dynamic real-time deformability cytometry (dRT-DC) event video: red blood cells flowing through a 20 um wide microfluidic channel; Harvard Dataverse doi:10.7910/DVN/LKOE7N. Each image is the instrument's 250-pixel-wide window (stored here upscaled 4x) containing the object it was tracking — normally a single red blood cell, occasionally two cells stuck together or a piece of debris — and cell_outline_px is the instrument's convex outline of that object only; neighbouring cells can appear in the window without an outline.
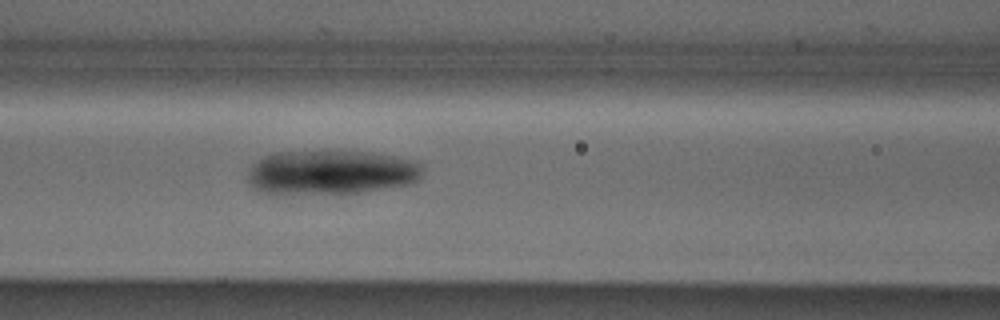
{"species": "Egyptian fruit bat (a non-hibernating species)", "species_latin": "Rousettus aegyptiacus", "temperature_condition": "cold", "stored_images_in_passage": 33, "camera_frame_rate_fps": 3000, "um_per_image_px": 0.085, "animal": {"sex": "male"}, "frame": {"image": 1, "passage_image": 8, "time_ms": 2.333, "image_size_px": [1000, 320], "cell_outline_px": [[420, 176], [416, 180], [408, 184], [360, 192], [264, 192], [256, 188], [248, 180], [248, 176], [252, 164], [256, 160], [264, 156], [276, 152], [368, 152], [396, 156], [416, 160], [420, 164]], "centroid_in_image_um": [28.16, 14.62], "position_along_channel_um": 138.4, "area_um2": 43.87}}
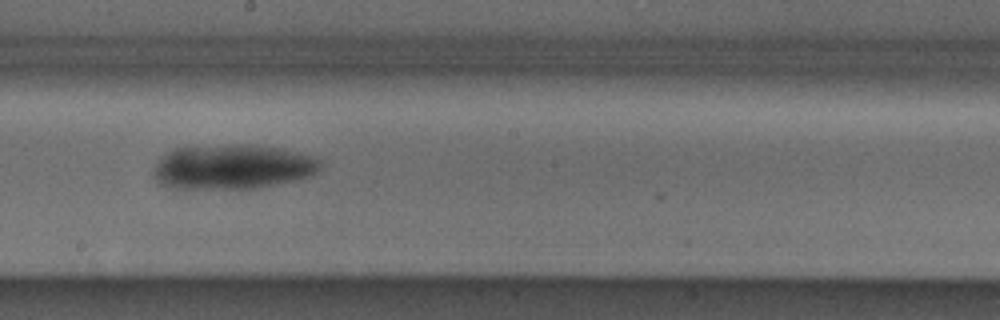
{"frame": {"image": 2, "passage_image": 15, "time_ms": 4.667, "image_size_px": [1000, 320], "cell_outline_px": [[320, 168], [312, 176], [296, 180], [260, 188], [168, 188], [156, 180], [156, 164], [168, 152], [176, 148], [232, 144], [256, 144], [280, 148], [320, 156]], "centroid_in_image_um": [19.88, 14.17], "position_along_channel_um": 228.3, "area_um2": 43.64}}
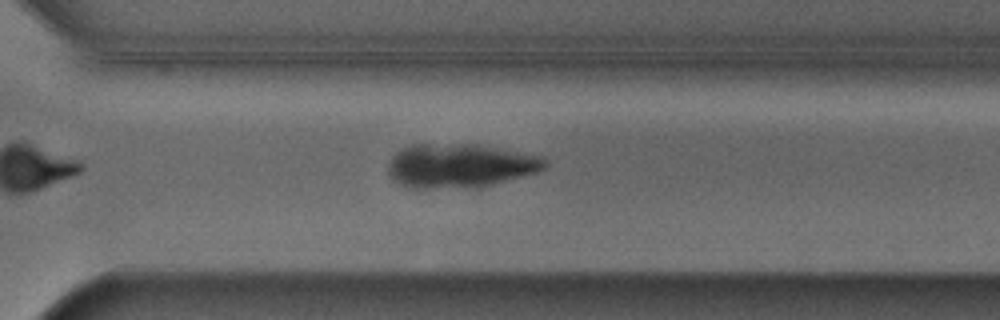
{"frame": {"image": 3, "passage_image": 23, "time_ms": 7.333, "image_size_px": [1000, 320], "cell_outline_px": [[548, 164], [544, 168], [536, 172], [480, 188], [408, 188], [392, 180], [388, 172], [388, 164], [392, 156], [396, 152], [412, 144], [480, 144], [544, 156], [548, 160]], "centroid_in_image_um": [39.11, 14.08], "position_along_channel_um": 331.5, "area_um2": 40.75}}